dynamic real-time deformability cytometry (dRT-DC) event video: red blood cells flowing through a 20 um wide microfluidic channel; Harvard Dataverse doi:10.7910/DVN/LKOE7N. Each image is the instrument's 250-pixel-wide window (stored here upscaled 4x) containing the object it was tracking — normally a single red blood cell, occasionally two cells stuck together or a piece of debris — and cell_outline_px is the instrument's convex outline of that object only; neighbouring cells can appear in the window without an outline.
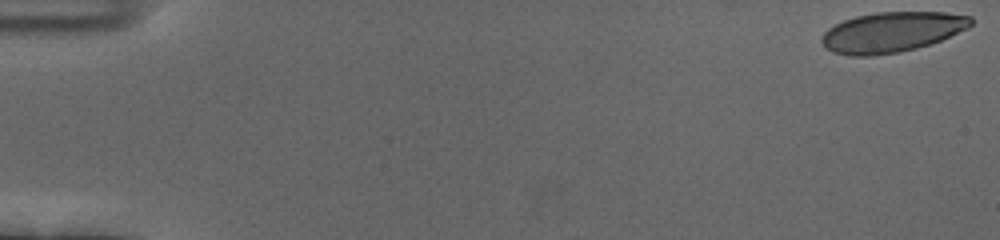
{"species": "human", "species_latin": "Homo sapiens", "temperature_condition": "cold", "stored_images_in_passage": 55, "camera_frame_rate_fps": 3000, "um_per_image_px": 0.085, "donor": {"sex": "female"}, "frame": {"image": 1, "passage_image": 1, "time_ms": 0.0, "image_size_px": [1000, 240], "cell_outline_px": [[972, 24], [968, 28], [940, 40], [916, 48], [896, 52], [872, 56], [848, 56], [832, 52], [820, 40], [824, 32], [828, 28], [844, 20], [856, 16], [876, 12], [944, 12], [972, 16]], "centroid_in_image_um": [75.79, 2.72], "position_along_channel_um": 9.2, "area_um2": 34.8}}
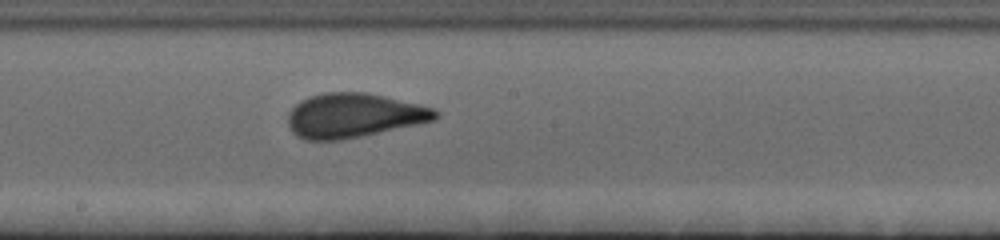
{"frame": {"image": 2, "passage_image": 31, "time_ms": 10.0, "image_size_px": [1000, 240], "cell_outline_px": [[440, 116], [436, 120], [360, 136], [340, 140], [304, 140], [296, 136], [292, 132], [288, 124], [288, 112], [300, 100], [308, 96], [324, 92], [368, 92], [420, 104], [432, 108], [440, 112]], "centroid_in_image_um": [30.06, 9.8], "position_along_channel_um": 218.1, "area_um2": 38.26}}
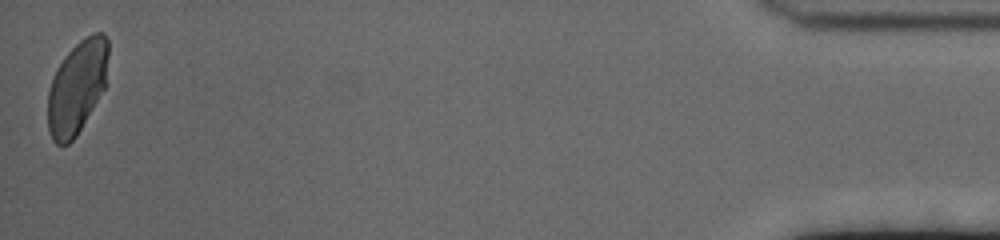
{"frame": {"image": 3, "passage_image": 55, "time_ms": 18.0, "image_size_px": [1000, 240], "cell_outline_px": [[108, 84], [76, 136], [68, 144], [56, 144], [52, 140], [48, 128], [48, 92], [52, 76], [56, 68], [64, 56], [80, 40], [92, 32], [104, 32], [108, 40]], "centroid_in_image_um": [6.58, 7.37], "position_along_channel_um": 428.6, "area_um2": 33.41}, "authors_computed_cell_mechanics": {"area_um2": 36.4718, "velocity_mm_per_s": 3.6804, "shape_relaxation_time_tau1_ms": 5.6357, "shape_relaxation_time_tau2_ms": null, "deformation_change_tau1": 0.1777, "deformation_change_tau2": null}}